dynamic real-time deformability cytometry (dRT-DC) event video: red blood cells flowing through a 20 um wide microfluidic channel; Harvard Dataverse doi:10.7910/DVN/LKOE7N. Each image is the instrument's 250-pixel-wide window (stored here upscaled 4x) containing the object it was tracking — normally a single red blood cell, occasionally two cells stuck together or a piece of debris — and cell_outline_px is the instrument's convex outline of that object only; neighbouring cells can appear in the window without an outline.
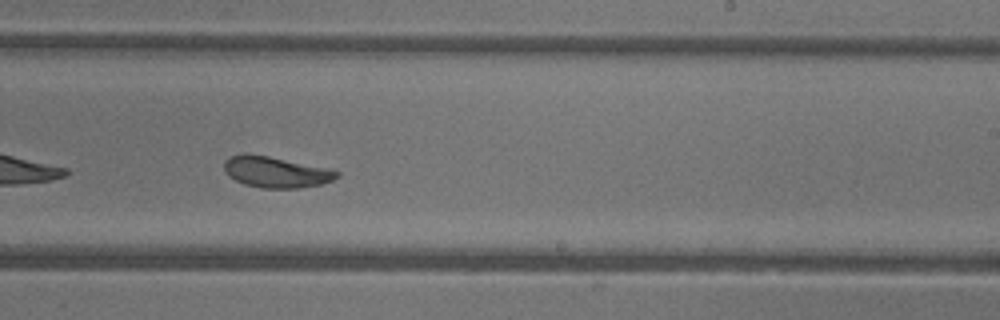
{"species": "common noctule bat (a hibernating species)", "species_latin": "Nyctalus noctula", "temperature_condition": "warm", "stored_images_in_passage": 44, "camera_frame_rate_fps": 3000, "um_per_image_px": 0.085, "animal": {"sex": "female"}, "frame": {"image": 1, "passage_image": 26, "time_ms": 8.333, "image_size_px": [1000, 320], "cell_outline_px": [[340, 176], [332, 180], [320, 184], [296, 188], [260, 188], [244, 184], [228, 176], [224, 168], [224, 160], [232, 156], [268, 156], [324, 168], [340, 172]], "centroid_in_image_um": [23.45, 14.66], "position_along_channel_um": 265.5, "area_um2": 19.59}, "authors_computed_cell_mechanics": {"area_um2": 21.8773, "velocity_mm_per_s": 4.3277, "shape_relaxation_time_tau1_ms": 3.0945, "shape_relaxation_time_tau2_ms": 2.0441, "deformation_change_tau1": 0.1372, "deformation_change_tau2": 0.0696}}